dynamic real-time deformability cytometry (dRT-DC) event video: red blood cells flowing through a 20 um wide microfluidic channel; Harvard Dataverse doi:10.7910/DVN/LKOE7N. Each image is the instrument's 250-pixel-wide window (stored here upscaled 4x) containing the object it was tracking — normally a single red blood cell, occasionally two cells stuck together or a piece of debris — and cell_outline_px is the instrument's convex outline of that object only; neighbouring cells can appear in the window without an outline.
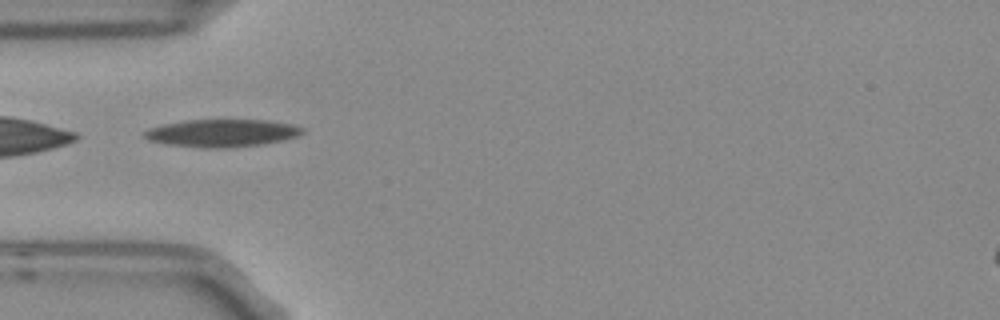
{"species": "Egyptian fruit bat (a non-hibernating species)", "species_latin": "Rousettus aegyptiacus", "temperature_condition": "room temperature", "stored_images_in_passage": 6, "camera_frame_rate_fps": 3000, "um_per_image_px": 0.085, "frame": {"image": 1, "passage_image": 4, "time_ms": 1.0, "image_size_px": [1000, 320], "cell_outline_px": [[304, 132], [296, 136], [284, 140], [260, 144], [224, 148], [216, 148], [168, 144], [148, 140], [144, 136], [144, 132], [148, 128], [164, 124], [184, 120], [268, 120], [292, 124], [304, 128]], "centroid_in_image_um": [18.88, 11.29], "position_along_channel_um": 66.1, "area_um2": 25.14}}